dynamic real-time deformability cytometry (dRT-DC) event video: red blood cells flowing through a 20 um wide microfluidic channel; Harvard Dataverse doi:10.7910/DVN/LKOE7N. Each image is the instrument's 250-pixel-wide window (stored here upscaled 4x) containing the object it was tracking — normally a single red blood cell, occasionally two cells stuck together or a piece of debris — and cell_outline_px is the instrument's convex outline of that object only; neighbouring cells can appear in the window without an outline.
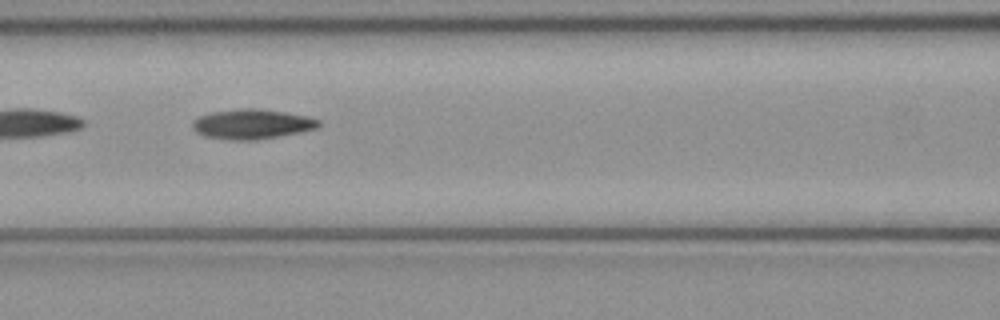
{"species": "common noctule bat (a hibernating species)", "species_latin": "Nyctalus noctula", "temperature_condition": "cold", "stored_images_in_passage": 6, "camera_frame_rate_fps": 3000, "um_per_image_px": 0.085, "animal": {"sex": "female", "body_mass_g": 21.9}, "frame": {"image": 1, "passage_image": 5, "time_ms": 1.333, "image_size_px": [1000, 320], "cell_outline_px": [[320, 128], [280, 136], [256, 140], [228, 140], [204, 136], [196, 132], [192, 128], [192, 120], [200, 116], [212, 112], [244, 108], [256, 108], [284, 112], [308, 116], [320, 120]], "centroid_in_image_um": [21.43, 10.55], "position_along_channel_um": 145.2, "area_um2": 22.08}}
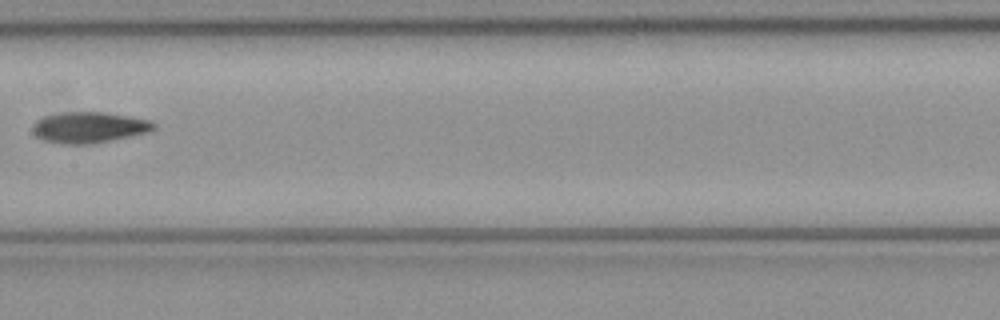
{"frame": {"image": 2, "passage_image": 6, "time_ms": 1.667, "image_size_px": [1000, 320], "cell_outline_px": [[156, 128], [148, 132], [132, 136], [92, 144], [64, 144], [44, 140], [36, 136], [32, 132], [32, 124], [36, 120], [44, 116], [60, 112], [104, 112], [152, 120], [156, 124]], "centroid_in_image_um": [7.57, 10.82], "position_along_channel_um": 199.8, "area_um2": 22.08}}